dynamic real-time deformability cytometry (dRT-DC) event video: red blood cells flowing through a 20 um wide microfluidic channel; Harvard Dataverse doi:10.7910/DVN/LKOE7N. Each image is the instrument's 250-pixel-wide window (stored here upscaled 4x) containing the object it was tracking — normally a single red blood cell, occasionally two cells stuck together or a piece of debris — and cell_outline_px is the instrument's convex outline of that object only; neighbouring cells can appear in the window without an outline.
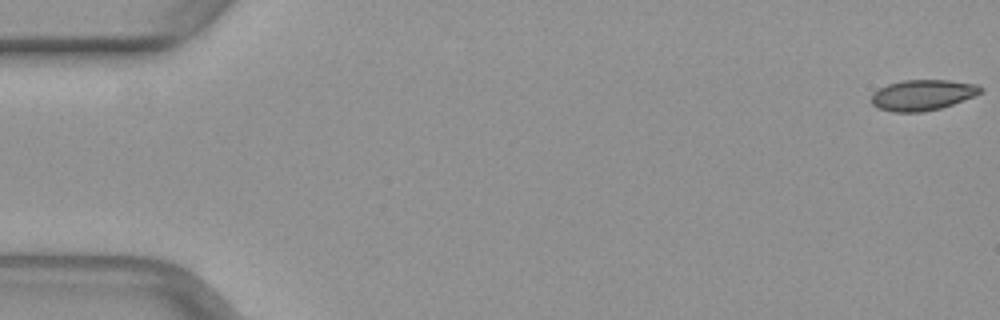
{"species": "common noctule bat (a hibernating species)", "species_latin": "Nyctalus noctula", "temperature_condition": "warm", "stored_images_in_passage": 51, "camera_frame_rate_fps": 3000, "um_per_image_px": 0.085, "animal": {"sex": "female", "body_mass_g": 29.2, "forearm_length_mm": 56.3}, "frame": {"image": 1, "passage_image": 1, "time_ms": 0.0, "image_size_px": [1000, 320], "cell_outline_px": [[984, 88], [980, 92], [972, 96], [952, 104], [940, 108], [924, 112], [892, 112], [880, 108], [872, 104], [872, 92], [888, 84], [904, 80], [948, 80], [976, 84]], "centroid_in_image_um": [78.39, 8.07], "position_along_channel_um": 6.6, "area_um2": 19.31}}
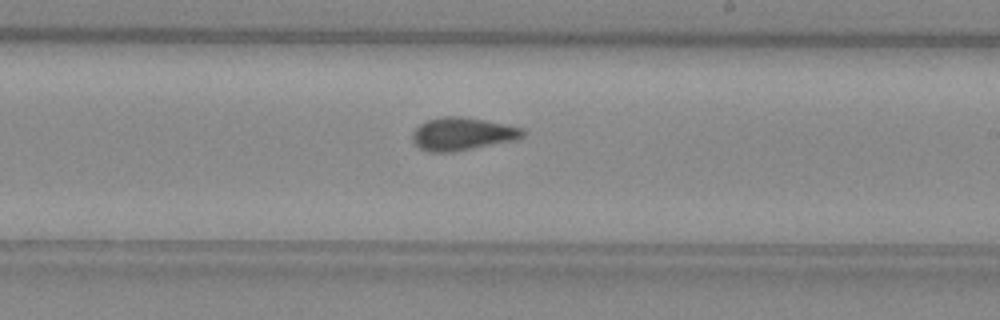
{"frame": {"image": 2, "passage_image": 30, "time_ms": 9.667, "image_size_px": [1000, 320], "cell_outline_px": [[524, 136], [512, 140], [452, 152], [428, 152], [420, 148], [412, 140], [412, 132], [420, 124], [428, 120], [444, 116], [460, 116], [484, 120], [524, 128]], "centroid_in_image_um": [39.26, 11.38], "position_along_channel_um": 249.7, "area_um2": 20.81}}
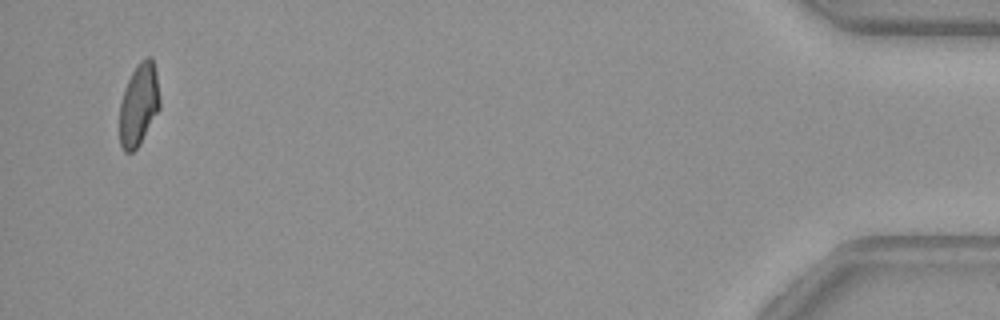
{"frame": {"image": 3, "passage_image": 49, "time_ms": 16.0, "image_size_px": [1000, 320], "cell_outline_px": [[160, 108], [140, 144], [132, 152], [124, 152], [120, 144], [120, 104], [128, 80], [136, 64], [144, 56], [152, 56], [156, 72], [160, 100]], "centroid_in_image_um": [11.81, 8.87], "position_along_channel_um": 423.4, "area_um2": 19.31}}